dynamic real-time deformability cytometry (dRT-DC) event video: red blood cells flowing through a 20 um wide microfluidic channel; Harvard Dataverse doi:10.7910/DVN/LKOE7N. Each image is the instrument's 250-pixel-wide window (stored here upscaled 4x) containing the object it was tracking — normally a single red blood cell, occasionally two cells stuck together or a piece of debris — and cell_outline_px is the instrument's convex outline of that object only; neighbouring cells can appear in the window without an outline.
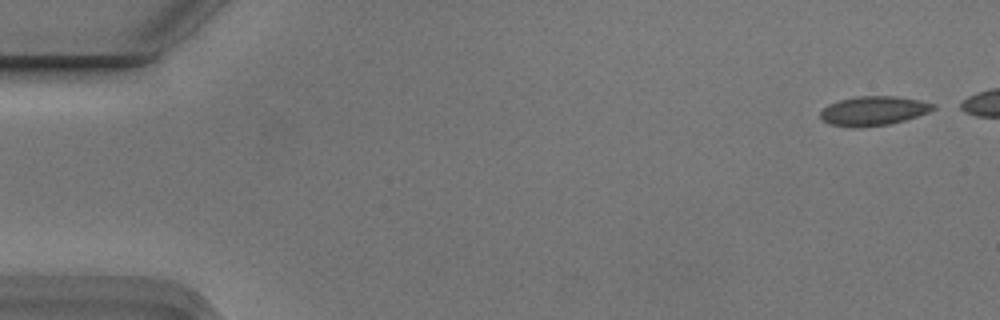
{"species": "Egyptian fruit bat (a non-hibernating species)", "species_latin": "Rousettus aegyptiacus", "temperature_condition": "cold", "stored_images_in_passage": 7, "segment_of_instrument_passage": [1, 2], "camera_frame_rate_fps": 3000, "um_per_image_px": 0.085, "animal": {"sex": "male"}, "frame": {"image": 1, "passage_image": 1, "time_ms": 0.0, "image_size_px": [1000, 320], "cell_outline_px": [[936, 108], [928, 112], [904, 120], [888, 124], [856, 128], [832, 124], [824, 120], [820, 116], [820, 112], [828, 104], [840, 100], [856, 96], [896, 96], [920, 100], [936, 104]], "centroid_in_image_um": [74.26, 9.41], "position_along_channel_um": 10.7, "area_um2": 19.07}}
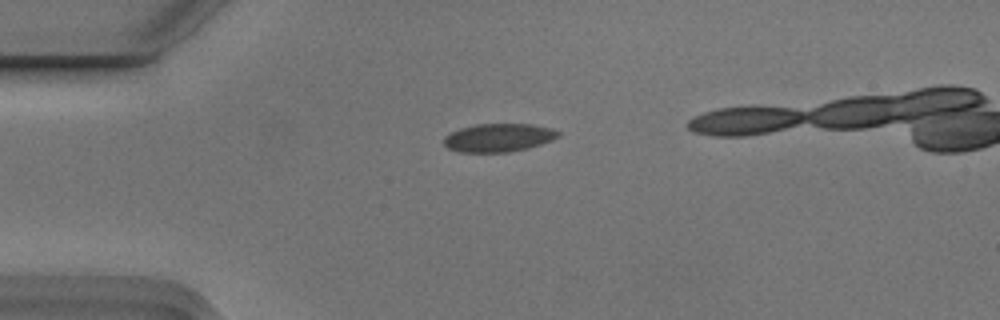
{"frame": {"image": 2, "passage_image": 4, "time_ms": 1.0, "image_size_px": [1000, 320], "cell_outline_px": [[560, 136], [552, 140], [528, 148], [508, 152], [460, 152], [448, 148], [444, 144], [444, 136], [460, 128], [476, 124], [532, 124], [552, 128], [560, 132]], "centroid_in_image_um": [42.39, 11.7], "position_along_channel_um": 42.6, "area_um2": 18.84}}
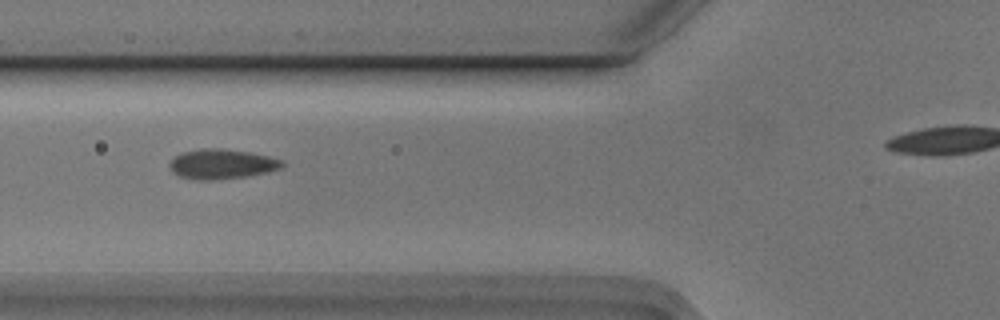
{"frame": {"image": 3, "passage_image": 6, "time_ms": 1.667, "image_size_px": [1000, 320], "cell_outline_px": [[284, 164], [280, 168], [268, 172], [244, 176], [212, 180], [200, 180], [180, 176], [172, 172], [168, 164], [176, 156], [184, 152], [200, 148], [220, 148], [248, 152], [268, 156], [280, 160]], "centroid_in_image_um": [18.82, 13.94], "position_along_channel_um": 107.0, "area_um2": 19.25}}